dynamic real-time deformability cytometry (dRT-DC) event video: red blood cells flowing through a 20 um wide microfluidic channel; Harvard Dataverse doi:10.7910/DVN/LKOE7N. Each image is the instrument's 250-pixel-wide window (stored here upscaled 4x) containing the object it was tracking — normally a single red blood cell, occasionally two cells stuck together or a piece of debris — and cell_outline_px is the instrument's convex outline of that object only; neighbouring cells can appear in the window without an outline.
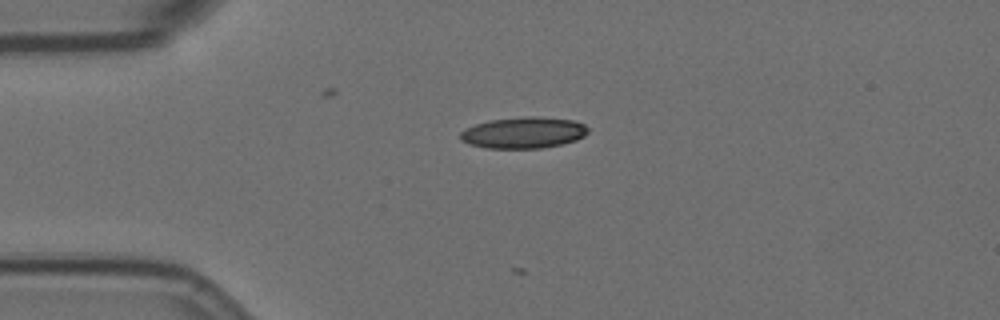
{"species": "Egyptian fruit bat (a non-hibernating species)", "species_latin": "Rousettus aegyptiacus", "temperature_condition": "room temperature", "stored_images_in_passage": 12, "camera_frame_rate_fps": 3000, "um_per_image_px": 0.085, "animal": {"sex": "female"}, "frame": {"image": 1, "passage_image": 2, "time_ms": 0.333, "image_size_px": [1000, 320], "cell_outline_px": [[588, 132], [584, 136], [576, 140], [560, 144], [540, 148], [488, 148], [472, 144], [460, 140], [460, 132], [476, 124], [488, 120], [524, 116], [536, 116], [572, 120], [584, 124], [588, 128]], "centroid_in_image_um": [44.51, 11.26], "position_along_channel_um": 40.5, "area_um2": 23.12}}
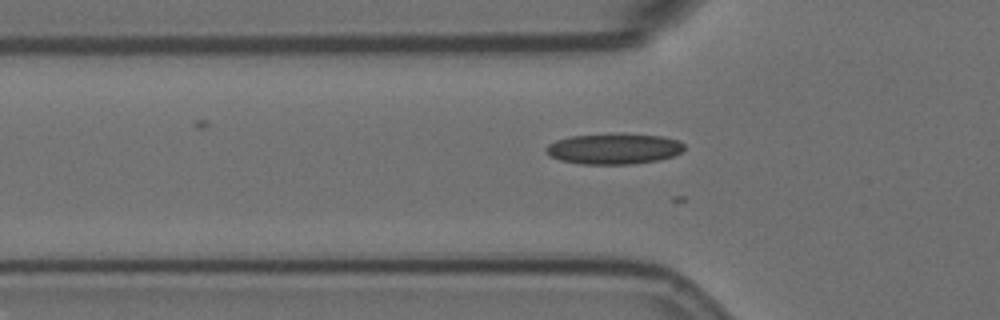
{"frame": {"image": 2, "passage_image": 7, "time_ms": 2.0, "image_size_px": [1000, 320], "cell_outline_px": [[684, 148], [680, 152], [672, 156], [660, 160], [632, 164], [584, 164], [560, 160], [544, 152], [544, 148], [548, 144], [556, 140], [568, 136], [616, 132], [620, 132], [664, 136], [676, 140], [684, 144]], "centroid_in_image_um": [52.16, 12.62], "position_along_channel_um": 73.6, "area_um2": 25.26}}
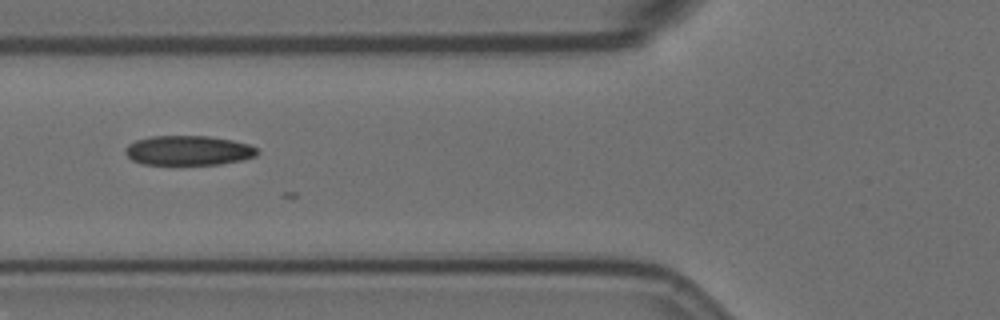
{"frame": {"image": 3, "passage_image": 10, "time_ms": 3.0, "image_size_px": [1000, 320], "cell_outline_px": [[256, 156], [240, 160], [220, 164], [140, 164], [132, 160], [124, 152], [124, 148], [128, 144], [136, 140], [152, 136], [208, 136], [232, 140], [248, 144], [256, 148]], "centroid_in_image_um": [15.96, 12.78], "position_along_channel_um": 109.8, "area_um2": 22.66}}